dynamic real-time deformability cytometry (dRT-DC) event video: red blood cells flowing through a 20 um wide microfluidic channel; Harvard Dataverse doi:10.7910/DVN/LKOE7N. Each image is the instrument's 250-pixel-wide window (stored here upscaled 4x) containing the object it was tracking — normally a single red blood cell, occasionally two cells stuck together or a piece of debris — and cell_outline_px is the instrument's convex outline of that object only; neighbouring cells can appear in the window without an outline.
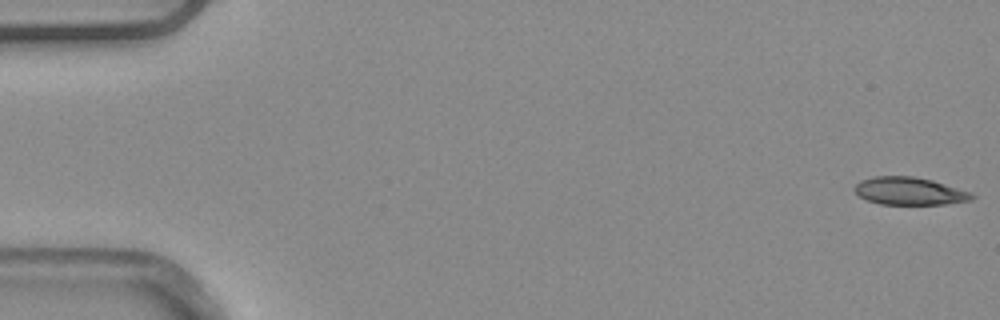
{"species": "common noctule bat (a hibernating species)", "species_latin": "Nyctalus noctula", "temperature_condition": "warm", "stored_images_in_passage": 52, "camera_frame_rate_fps": 3000, "um_per_image_px": 0.085, "animal": {"sex": "male", "body_mass_g": 20.4}, "frame": {"image": 1, "passage_image": 1, "time_ms": 0.0, "image_size_px": [1000, 320], "cell_outline_px": [[976, 196], [972, 200], [944, 204], [880, 204], [868, 200], [860, 196], [852, 188], [860, 180], [872, 176], [912, 176], [932, 180], [972, 192]], "centroid_in_image_um": [77.31, 16.23], "position_along_channel_um": 7.7, "area_um2": 18.96}}
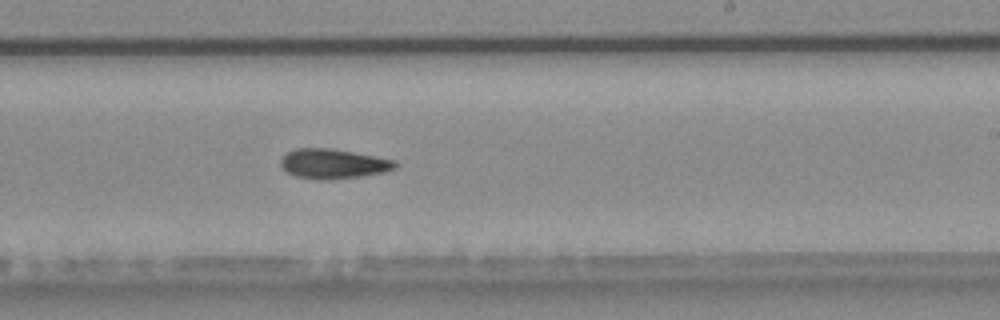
{"frame": {"image": 2, "passage_image": 32, "time_ms": 10.333, "image_size_px": [1000, 320], "cell_outline_px": [[400, 164], [396, 168], [384, 172], [360, 176], [324, 180], [320, 180], [296, 176], [288, 172], [280, 164], [280, 160], [288, 152], [296, 148], [328, 148], [352, 152], [396, 160]], "centroid_in_image_um": [28.35, 13.92], "position_along_channel_um": 260.6, "area_um2": 19.65}}
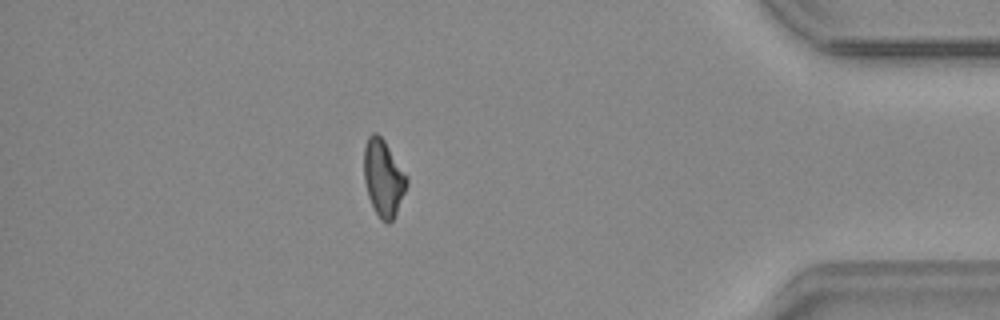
{"frame": {"image": 3, "passage_image": 46, "time_ms": 15.0, "image_size_px": [1000, 320], "cell_outline_px": [[408, 184], [396, 212], [392, 220], [388, 224], [380, 220], [368, 196], [364, 180], [364, 148], [368, 136], [372, 132], [376, 132], [384, 140], [408, 176]], "centroid_in_image_um": [32.59, 15.11], "position_along_channel_um": 402.6, "area_um2": 19.07}}